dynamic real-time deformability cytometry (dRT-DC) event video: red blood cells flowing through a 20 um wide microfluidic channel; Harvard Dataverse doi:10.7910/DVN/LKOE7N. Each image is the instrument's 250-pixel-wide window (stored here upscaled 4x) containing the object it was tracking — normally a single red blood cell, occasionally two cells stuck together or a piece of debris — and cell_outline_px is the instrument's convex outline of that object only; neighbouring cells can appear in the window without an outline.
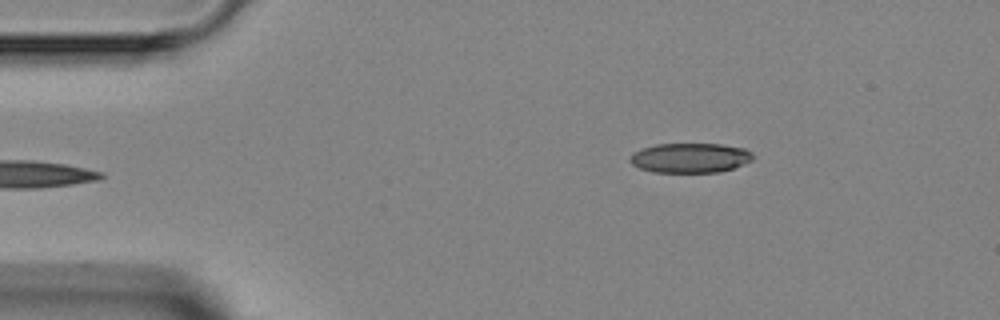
{"species": "Egyptian fruit bat (a non-hibernating species)", "species_latin": "Rousettus aegyptiacus", "temperature_condition": "room temperature", "stored_images_in_passage": 4, "camera_frame_rate_fps": 3000, "um_per_image_px": 0.085, "animal": {"sex": "female"}, "frame": {"image": 1, "passage_image": 4, "time_ms": 4.333, "image_size_px": [1000, 320], "cell_outline_px": [[752, 160], [732, 168], [720, 172], [652, 172], [640, 168], [632, 164], [628, 160], [632, 152], [656, 144], [720, 144], [744, 148], [752, 152]], "centroid_in_image_um": [58.63, 13.42], "position_along_channel_um": 26.4, "area_um2": 21.21}}